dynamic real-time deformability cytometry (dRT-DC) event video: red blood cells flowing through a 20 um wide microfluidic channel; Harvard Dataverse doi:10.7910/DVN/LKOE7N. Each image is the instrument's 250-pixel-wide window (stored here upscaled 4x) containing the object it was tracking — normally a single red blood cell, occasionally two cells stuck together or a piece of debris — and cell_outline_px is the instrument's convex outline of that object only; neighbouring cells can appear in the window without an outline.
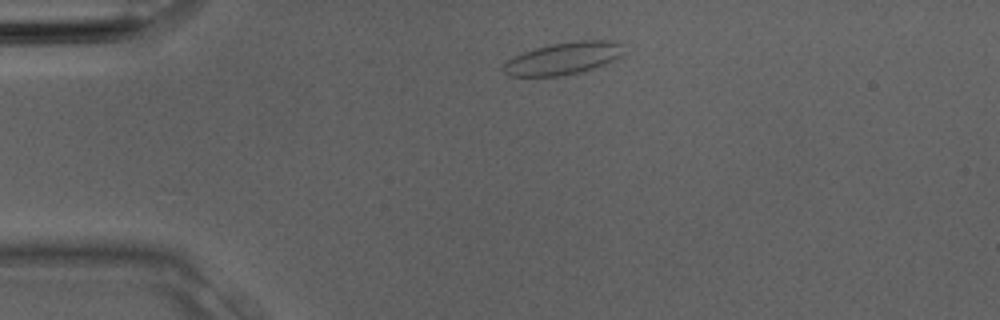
{"species": "Egyptian fruit bat (a non-hibernating species)", "species_latin": "Rousettus aegyptiacus", "temperature_condition": "room temperature", "stored_images_in_passage": 2, "camera_frame_rate_fps": 3000, "um_per_image_px": 0.085, "animal": {"sex": "male"}, "frame": {"image": 1, "passage_image": 1, "time_ms": 0.0, "image_size_px": [1000, 320], "cell_outline_px": [[620, 56], [604, 64], [580, 72], [560, 76], [508, 76], [500, 68], [508, 60], [524, 52], [536, 48], [552, 44], [580, 40], [616, 40], [620, 44]], "centroid_in_image_um": [47.83, 4.97], "position_along_channel_um": 37.2, "area_um2": 22.2}}